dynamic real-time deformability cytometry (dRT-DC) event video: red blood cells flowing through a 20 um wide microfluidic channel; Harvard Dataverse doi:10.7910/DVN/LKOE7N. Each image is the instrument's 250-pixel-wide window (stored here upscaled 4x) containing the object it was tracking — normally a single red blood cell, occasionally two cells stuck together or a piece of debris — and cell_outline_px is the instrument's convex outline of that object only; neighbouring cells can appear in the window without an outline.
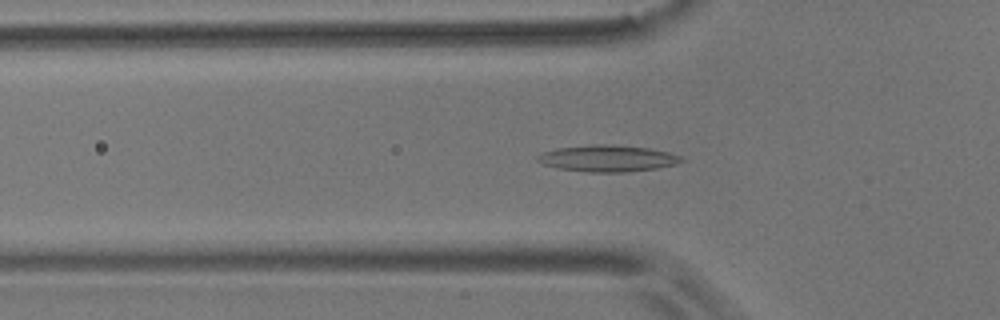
{"species": "common noctule bat (a hibernating species)", "species_latin": "Nyctalus noctula", "temperature_condition": "room temperature", "stored_images_in_passage": 52, "camera_frame_rate_fps": 3000, "um_per_image_px": 0.085, "animal": {"sex": "male", "body_mass_g": 17.9}, "frame": {"image": 1, "passage_image": 14, "time_ms": 4.333, "image_size_px": [1000, 320], "cell_outline_px": [[684, 160], [676, 164], [656, 168], [624, 172], [588, 172], [560, 168], [544, 164], [536, 160], [536, 156], [544, 152], [556, 148], [592, 144], [604, 144], [648, 148], [668, 152], [680, 156]], "centroid_in_image_um": [51.63, 13.46], "position_along_channel_um": 74.2, "area_um2": 21.96}}
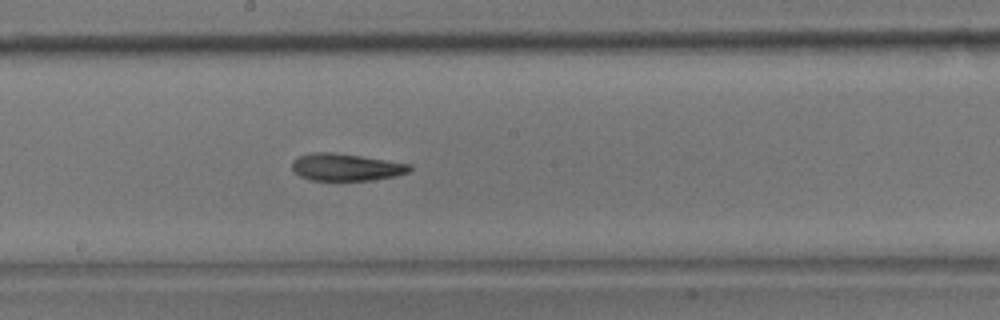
{"frame": {"image": 2, "passage_image": 26, "time_ms": 8.333, "image_size_px": [1000, 320], "cell_outline_px": [[412, 168], [408, 172], [392, 176], [372, 180], [308, 180], [300, 176], [292, 168], [292, 160], [300, 156], [312, 152], [328, 152], [360, 156], [412, 164]], "centroid_in_image_um": [29.39, 14.21], "position_along_channel_um": 218.8, "area_um2": 18.44}}
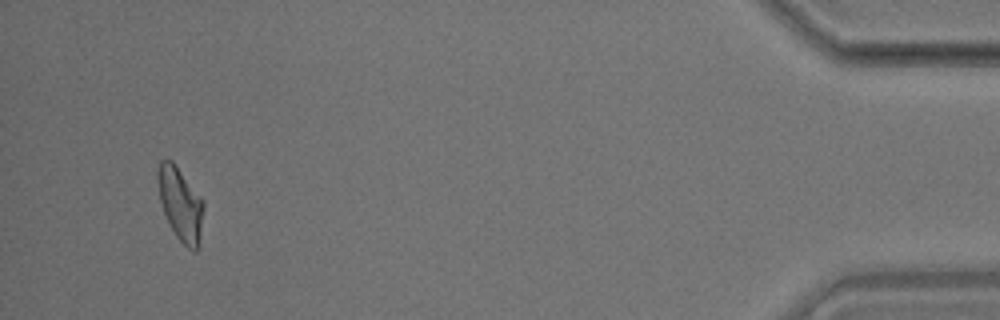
{"frame": {"image": 3, "passage_image": 49, "time_ms": 16.0, "image_size_px": [1000, 320], "cell_outline_px": [[204, 208], [200, 244], [196, 252], [188, 248], [176, 236], [164, 212], [160, 200], [156, 180], [156, 172], [160, 160], [172, 160], [204, 200]], "centroid_in_image_um": [15.35, 17.33], "position_along_channel_um": 419.9, "area_um2": 19.71}, "authors_computed_cell_mechanics": {"area_um2": 19.7387, "velocity_mm_per_s": 3.5918, "shape_relaxation_time_tau1_ms": null, "shape_relaxation_time_tau2_ms": 4.8816, "deformation_change_tau1": null, "deformation_change_tau2": 0.1345}}